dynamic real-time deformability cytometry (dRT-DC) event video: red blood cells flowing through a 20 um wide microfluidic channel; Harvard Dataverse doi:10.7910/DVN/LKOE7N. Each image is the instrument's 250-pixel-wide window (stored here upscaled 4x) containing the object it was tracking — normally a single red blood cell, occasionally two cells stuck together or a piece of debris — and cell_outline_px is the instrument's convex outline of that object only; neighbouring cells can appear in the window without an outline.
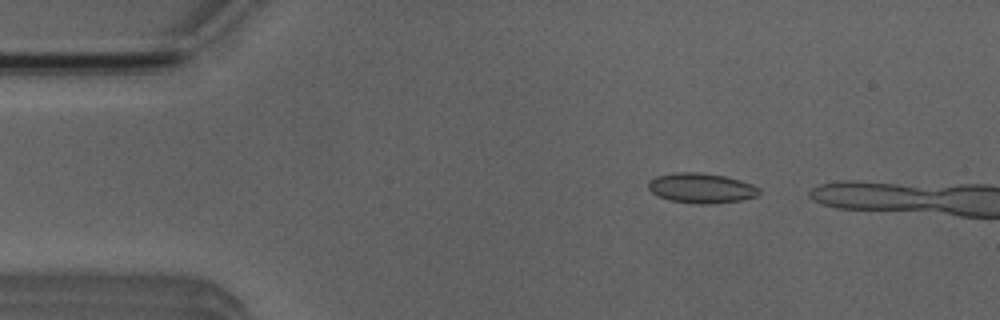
{"species": "Egyptian fruit bat (a non-hibernating species)", "species_latin": "Rousettus aegyptiacus", "temperature_condition": "room temperature", "stored_images_in_passage": 4, "camera_frame_rate_fps": 3000, "um_per_image_px": 0.085, "animal": {"sex": "male"}, "frame": {"image": 1, "passage_image": 1, "time_ms": 0.0, "image_size_px": [1000, 320], "cell_outline_px": [[760, 192], [756, 196], [740, 200], [708, 204], [700, 204], [668, 200], [652, 192], [648, 188], [648, 180], [656, 176], [676, 172], [700, 172], [724, 176], [740, 180], [752, 184], [760, 188]], "centroid_in_image_um": [59.59, 15.98], "position_along_channel_um": 25.4, "area_um2": 19.31}}